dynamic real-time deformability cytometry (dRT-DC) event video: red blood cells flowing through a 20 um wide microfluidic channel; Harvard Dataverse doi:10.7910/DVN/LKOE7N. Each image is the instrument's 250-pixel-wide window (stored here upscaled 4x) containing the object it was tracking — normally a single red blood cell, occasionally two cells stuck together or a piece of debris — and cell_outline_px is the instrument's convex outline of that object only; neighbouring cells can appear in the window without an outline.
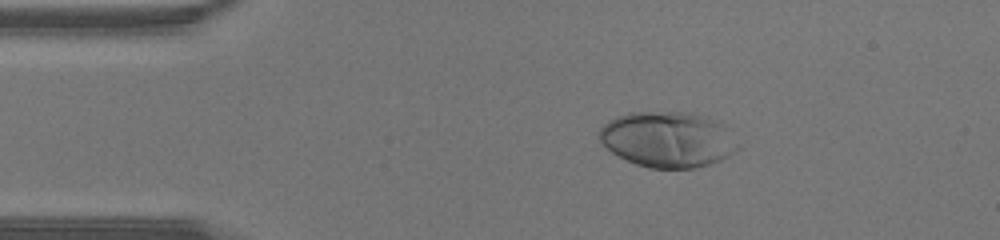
{"species": "human", "species_latin": "Homo sapiens", "temperature_condition": "warm", "stored_images_in_passage": 44, "camera_frame_rate_fps": 3000, "um_per_image_px": 0.085, "donor": {"sex": "male"}, "frame": {"image": 1, "passage_image": 7, "time_ms": 2.0, "image_size_px": [1000, 240], "cell_outline_px": [[740, 148], [728, 156], [720, 160], [696, 168], [648, 168], [636, 164], [612, 152], [600, 140], [600, 128], [608, 120], [616, 116], [628, 112], [688, 112], [716, 120], [740, 144]], "centroid_in_image_um": [56.76, 11.85], "position_along_channel_um": 28.2, "area_um2": 44.68}}
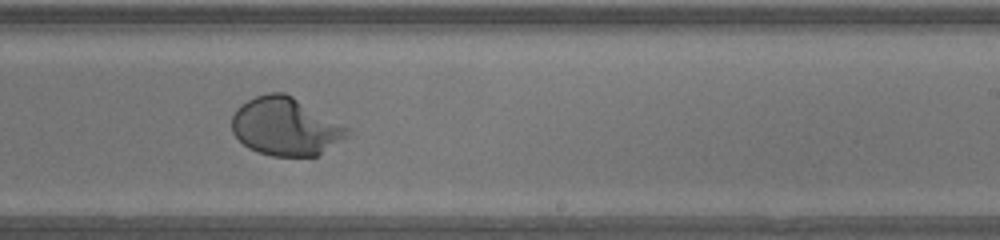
{"frame": {"image": 2, "passage_image": 26, "time_ms": 8.333, "image_size_px": [1000, 240], "cell_outline_px": [[352, 132], [348, 136], [316, 156], [272, 156], [248, 148], [232, 132], [232, 116], [236, 108], [240, 104], [256, 96], [268, 92], [284, 92], [292, 96], [348, 128]], "centroid_in_image_um": [24.24, 10.75], "position_along_channel_um": 264.8, "area_um2": 38.61}}
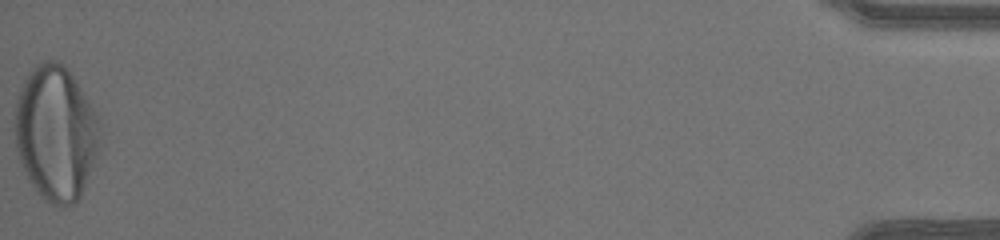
{"frame": {"image": 3, "passage_image": 44, "time_ms": 14.333, "image_size_px": [1000, 240], "cell_outline_px": [[100, 148], [80, 196], [72, 204], [60, 208], [44, 200], [36, 192], [20, 160], [16, 148], [16, 100], [20, 88], [36, 64], [44, 60], [60, 60], [72, 76], [100, 116]], "centroid_in_image_um": [4.77, 11.31], "position_along_channel_um": 430.4, "area_um2": 66.64}}